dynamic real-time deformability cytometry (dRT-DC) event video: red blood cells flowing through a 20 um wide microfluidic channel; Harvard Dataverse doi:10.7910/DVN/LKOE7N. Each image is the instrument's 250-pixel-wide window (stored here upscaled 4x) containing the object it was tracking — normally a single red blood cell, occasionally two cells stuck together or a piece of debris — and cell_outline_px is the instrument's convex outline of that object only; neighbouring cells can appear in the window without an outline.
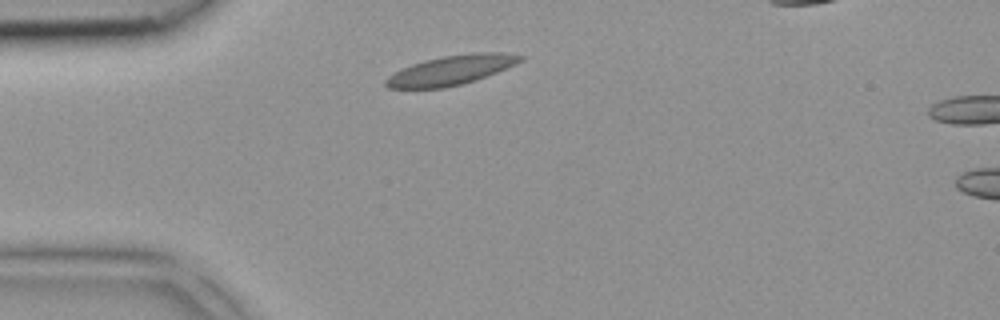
{"species": "common noctule bat (a hibernating species)", "species_latin": "Nyctalus noctula", "temperature_condition": "room temperature", "stored_images_in_passage": 2, "camera_frame_rate_fps": 3000, "um_per_image_px": 0.085, "animal": {"sex": "female", "body_mass_g": 18.4}, "frame": {"image": 1, "passage_image": 1, "time_ms": 0.0, "image_size_px": [1000, 320], "cell_outline_px": [[524, 60], [516, 64], [496, 72], [460, 84], [444, 88], [388, 88], [384, 84], [384, 80], [388, 76], [412, 64], [424, 60], [444, 56], [476, 52], [500, 52], [524, 56]], "centroid_in_image_um": [38.34, 5.95], "position_along_channel_um": 46.7, "area_um2": 22.72}}